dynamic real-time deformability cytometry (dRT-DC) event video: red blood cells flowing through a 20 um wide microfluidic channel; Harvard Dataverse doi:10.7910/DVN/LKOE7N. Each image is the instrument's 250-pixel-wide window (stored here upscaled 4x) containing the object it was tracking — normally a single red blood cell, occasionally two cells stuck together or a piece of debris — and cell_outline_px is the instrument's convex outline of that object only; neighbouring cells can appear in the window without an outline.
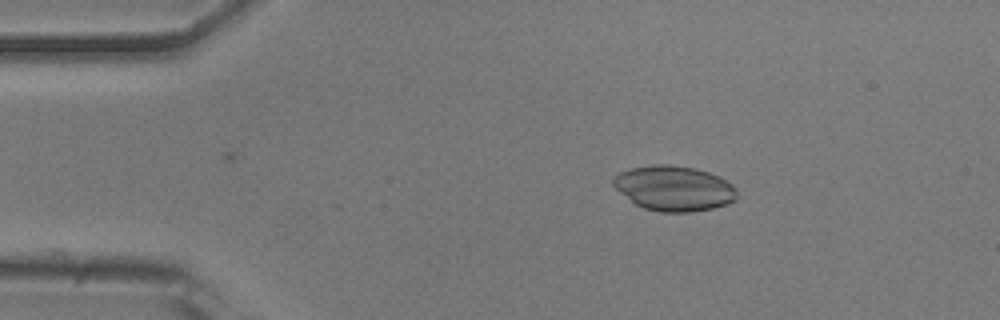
{"species": "common noctule bat (a hibernating species)", "species_latin": "Nyctalus noctula", "temperature_condition": "room temperature", "stored_images_in_passage": 41, "camera_frame_rate_fps": 3000, "um_per_image_px": 0.085, "animal": {"sex": "male", "body_mass_g": 20.5, "forearm_length_mm": 52.5}, "frame": {"image": 1, "passage_image": 8, "time_ms": 2.333, "image_size_px": [1000, 320], "cell_outline_px": [[736, 200], [728, 204], [712, 208], [692, 212], [660, 212], [644, 208], [636, 204], [620, 192], [612, 184], [612, 180], [620, 172], [632, 168], [656, 164], [668, 164], [696, 168], [720, 176], [732, 184], [736, 188]], "centroid_in_image_um": [57.32, 16.01], "position_along_channel_um": 27.7, "area_um2": 32.48}}
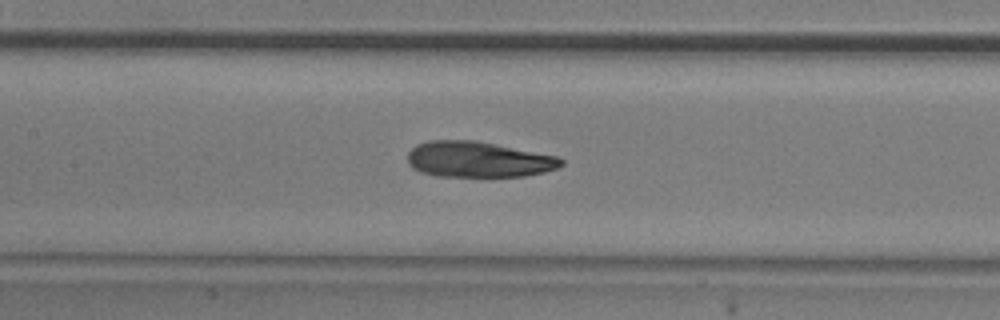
{"frame": {"image": 2, "passage_image": 23, "time_ms": 7.333, "image_size_px": [1000, 320], "cell_outline_px": [[564, 164], [556, 168], [544, 172], [524, 176], [436, 176], [420, 172], [412, 168], [408, 164], [408, 152], [416, 144], [428, 140], [472, 140], [556, 156], [564, 160]], "centroid_in_image_um": [40.6, 13.56], "position_along_channel_um": 166.8, "area_um2": 31.79}}
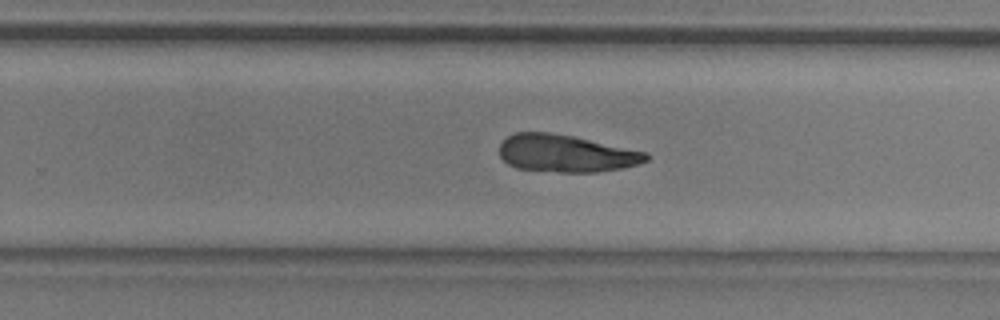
{"frame": {"image": 3, "passage_image": 32, "time_ms": 10.333, "image_size_px": [1000, 320], "cell_outline_px": [[648, 160], [636, 164], [620, 168], [596, 172], [560, 172], [516, 168], [508, 164], [500, 156], [500, 144], [508, 136], [516, 132], [548, 132], [572, 136], [648, 152]], "centroid_in_image_um": [48.09, 13.04], "position_along_channel_um": 281.7, "area_um2": 31.67}}